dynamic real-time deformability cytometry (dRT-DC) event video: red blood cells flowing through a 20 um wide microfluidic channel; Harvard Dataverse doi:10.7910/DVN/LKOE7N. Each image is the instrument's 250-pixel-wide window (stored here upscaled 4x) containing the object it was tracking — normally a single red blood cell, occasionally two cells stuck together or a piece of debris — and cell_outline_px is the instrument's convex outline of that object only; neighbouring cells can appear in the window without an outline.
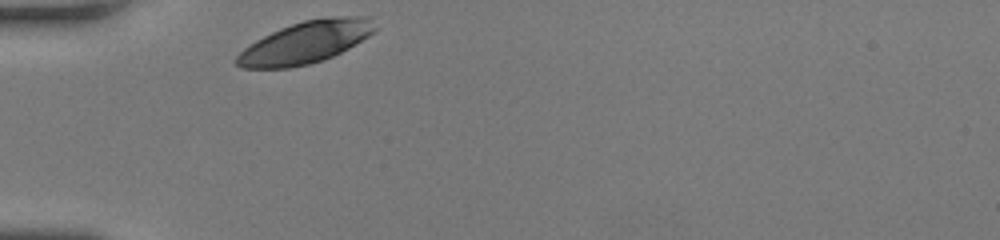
{"species": "human", "species_latin": "Homo sapiens", "temperature_condition": "room temperature", "stored_images_in_passage": 3, "camera_frame_rate_fps": 3000, "um_per_image_px": 0.085, "donor": {"sex": "female"}, "frame": {"image": 1, "passage_image": 1, "time_ms": 0.0, "image_size_px": [1000, 240], "cell_outline_px": [[376, 28], [368, 36], [348, 48], [332, 56], [308, 64], [288, 68], [240, 68], [232, 60], [244, 48], [256, 40], [280, 28], [304, 20], [328, 16], [368, 16]], "centroid_in_image_um": [25.93, 3.59], "position_along_channel_um": 59.1, "area_um2": 33.58}}